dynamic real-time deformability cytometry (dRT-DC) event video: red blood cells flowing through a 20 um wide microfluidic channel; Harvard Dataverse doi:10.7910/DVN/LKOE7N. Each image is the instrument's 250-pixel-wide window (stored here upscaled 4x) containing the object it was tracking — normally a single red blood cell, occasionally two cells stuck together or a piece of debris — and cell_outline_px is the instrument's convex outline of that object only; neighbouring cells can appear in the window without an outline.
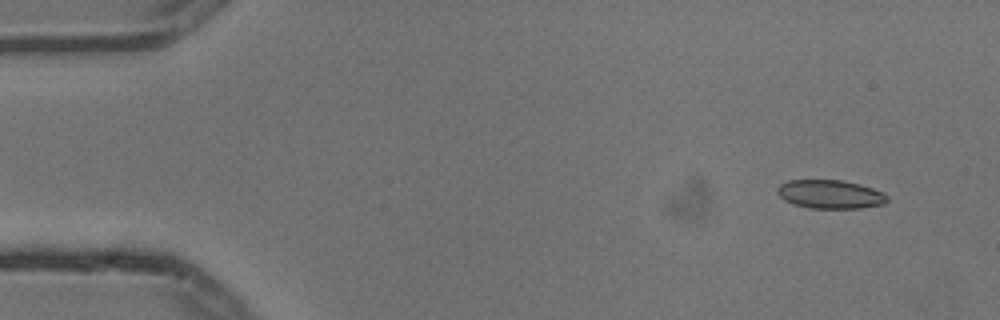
{"species": "common noctule bat (a hibernating species)", "species_latin": "Nyctalus noctula", "temperature_condition": "cold", "stored_images_in_passage": 4, "camera_frame_rate_fps": 3000, "um_per_image_px": 0.085, "animal": {"sex": "male", "body_mass_g": 13.3}, "frame": {"image": 1, "passage_image": 1, "time_ms": 0.0, "image_size_px": [1000, 320], "cell_outline_px": [[888, 200], [884, 204], [860, 208], [812, 208], [796, 204], [784, 200], [776, 192], [776, 188], [780, 184], [788, 180], [844, 180], [860, 184], [872, 188], [888, 196]], "centroid_in_image_um": [70.56, 16.5], "position_along_channel_um": 14.4, "area_um2": 18.26}}